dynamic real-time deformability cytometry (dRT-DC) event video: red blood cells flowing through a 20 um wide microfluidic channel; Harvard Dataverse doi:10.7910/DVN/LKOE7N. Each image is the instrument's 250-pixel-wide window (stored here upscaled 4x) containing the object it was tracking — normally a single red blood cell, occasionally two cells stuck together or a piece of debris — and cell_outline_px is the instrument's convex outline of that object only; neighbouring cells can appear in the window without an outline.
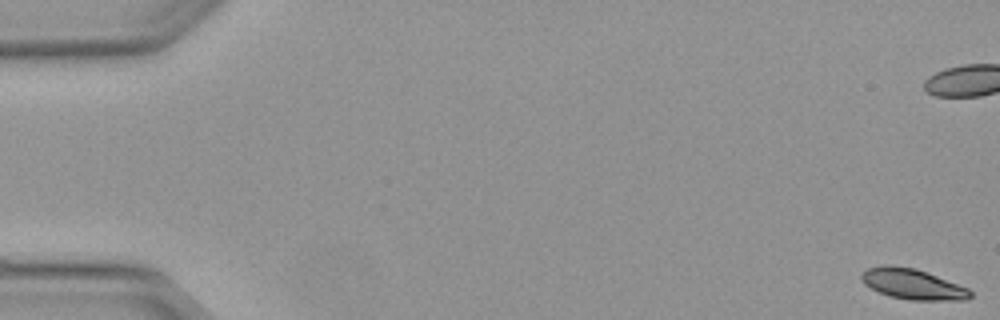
{"species": "Egyptian fruit bat (a non-hibernating species)", "species_latin": "Rousettus aegyptiacus", "temperature_condition": "warm", "stored_images_in_passage": 31, "camera_frame_rate_fps": 3000, "um_per_image_px": 0.085, "animal": {"sex": "female"}, "frame": {"image": 1, "passage_image": 1, "time_ms": 0.0, "image_size_px": [1000, 320], "cell_outline_px": [[972, 296], [968, 300], [908, 300], [888, 296], [864, 284], [860, 276], [868, 268], [888, 264], [892, 264], [916, 268], [968, 288], [972, 292]], "centroid_in_image_um": [77.58, 24.15], "position_along_channel_um": 7.4, "area_um2": 19.36}}